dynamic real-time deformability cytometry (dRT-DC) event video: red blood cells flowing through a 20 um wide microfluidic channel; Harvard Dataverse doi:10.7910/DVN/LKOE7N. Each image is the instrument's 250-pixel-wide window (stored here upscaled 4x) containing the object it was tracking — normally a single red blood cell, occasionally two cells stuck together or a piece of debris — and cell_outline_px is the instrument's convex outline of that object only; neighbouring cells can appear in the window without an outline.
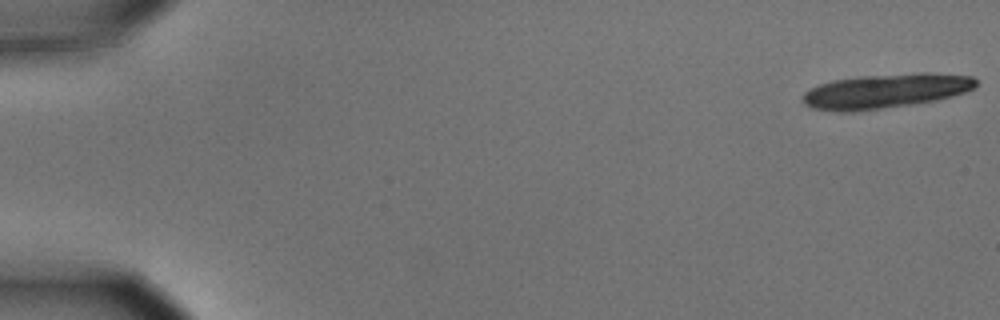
{"species": "common noctule bat (a hibernating species)", "species_latin": "Nyctalus noctula", "temperature_condition": "cold", "stored_images_in_passage": 26, "camera_frame_rate_fps": 3000, "um_per_image_px": 0.085, "animal": {"sex": "male", "body_mass_g": 15.6}, "frame": {"image": 1, "passage_image": 1, "time_ms": 0.0, "image_size_px": [1000, 320], "cell_outline_px": [[976, 84], [972, 88], [964, 92], [936, 100], [852, 112], [840, 112], [812, 108], [804, 104], [800, 100], [804, 92], [820, 84], [832, 80], [860, 76], [916, 72], [932, 72], [972, 76], [976, 80]], "centroid_in_image_um": [75.23, 7.72], "position_along_channel_um": 9.8, "area_um2": 34.74}}
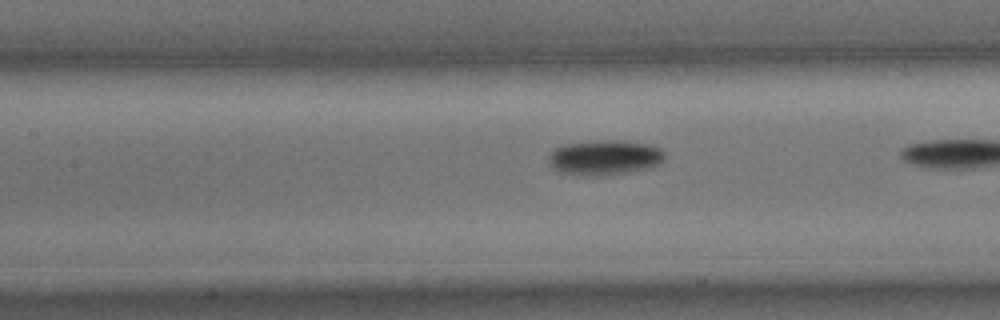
{"frame": {"image": 2, "passage_image": 24, "time_ms": 7.667, "image_size_px": [1000, 320], "cell_outline_px": [[664, 156], [660, 164], [648, 168], [632, 172], [604, 176], [584, 176], [560, 172], [552, 168], [548, 160], [548, 156], [556, 148], [564, 144], [608, 140], [648, 144], [660, 148], [664, 152]], "centroid_in_image_um": [51.38, 13.42], "position_along_channel_um": 156.0, "area_um2": 23.64}}